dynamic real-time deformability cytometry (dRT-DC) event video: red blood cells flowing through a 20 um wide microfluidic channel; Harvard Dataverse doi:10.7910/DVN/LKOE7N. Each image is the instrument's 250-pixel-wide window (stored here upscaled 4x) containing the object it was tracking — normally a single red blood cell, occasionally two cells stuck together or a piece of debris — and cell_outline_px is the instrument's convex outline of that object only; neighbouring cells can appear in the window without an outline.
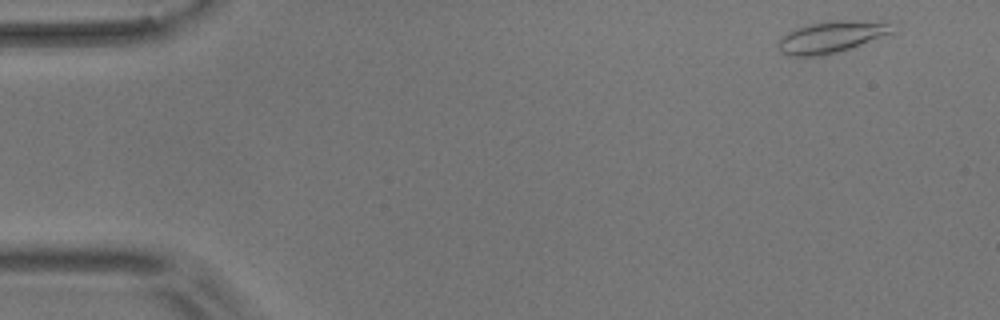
{"species": "common noctule bat (a hibernating species)", "species_latin": "Nyctalus noctula", "temperature_condition": "room temperature", "stored_images_in_passage": 5, "camera_frame_rate_fps": 3000, "um_per_image_px": 0.085, "animal": {"sex": "male", "body_mass_g": 17.9}, "frame": {"image": 1, "passage_image": 1, "time_ms": 0.0, "image_size_px": [1000, 320], "cell_outline_px": [[896, 32], [836, 52], [812, 56], [788, 56], [780, 52], [776, 48], [776, 44], [780, 36], [796, 28], [808, 24], [828, 20], [884, 20]], "centroid_in_image_um": [70.62, 3.11], "position_along_channel_um": 14.4, "area_um2": 21.21}}